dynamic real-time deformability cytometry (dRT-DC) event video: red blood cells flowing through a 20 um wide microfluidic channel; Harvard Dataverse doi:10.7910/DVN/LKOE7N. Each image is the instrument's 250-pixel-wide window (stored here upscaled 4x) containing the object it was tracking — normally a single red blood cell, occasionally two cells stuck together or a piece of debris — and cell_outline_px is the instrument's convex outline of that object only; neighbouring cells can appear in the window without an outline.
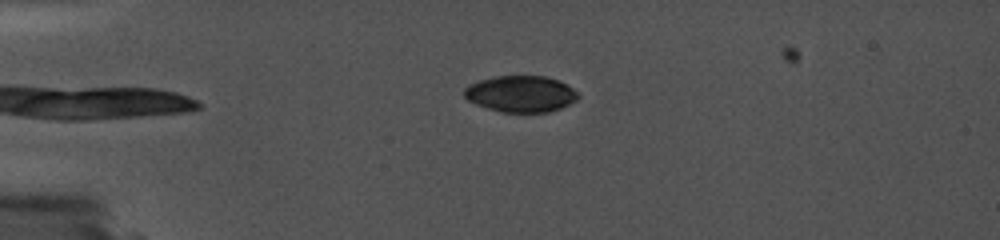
{"species": "common noctule bat (a hibernating species)", "species_latin": "Nyctalus noctula", "temperature_condition": "cold", "stored_images_in_passage": 18, "camera_frame_rate_fps": 5000, "um_per_image_px": 0.085, "animal": {"sex": "female", "body_mass_g": 19.0, "forearm_length_mm": 56.7}, "frame": {"image": 1, "passage_image": 11, "time_ms": 5.0, "image_size_px": [1000, 240], "cell_outline_px": [[580, 96], [576, 100], [560, 108], [548, 112], [500, 112], [476, 104], [468, 100], [464, 96], [464, 88], [468, 84], [480, 80], [496, 76], [544, 76], [556, 80], [580, 92]], "centroid_in_image_um": [44.25, 7.98], "position_along_channel_um": 40.7, "area_um2": 24.04}}
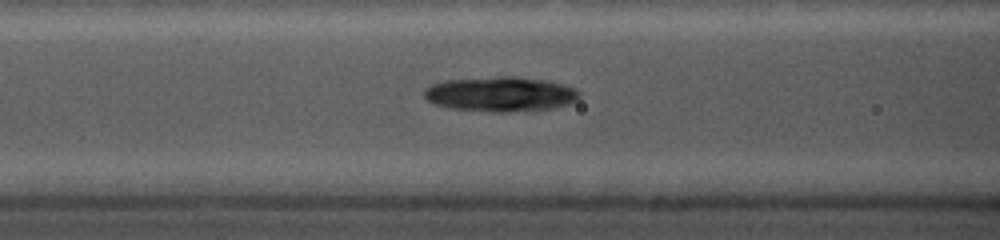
{"frame": {"image": 2, "passage_image": 18, "time_ms": 8.4, "image_size_px": [1000, 240], "cell_outline_px": [[580, 96], [572, 104], [556, 108], [508, 112], [492, 112], [448, 108], [436, 104], [428, 100], [424, 96], [424, 88], [432, 84], [444, 80], [496, 76], [516, 76], [548, 80], [564, 84], [576, 88], [580, 92]], "centroid_in_image_um": [42.59, 7.99], "position_along_channel_um": 124.0, "area_um2": 32.08}}